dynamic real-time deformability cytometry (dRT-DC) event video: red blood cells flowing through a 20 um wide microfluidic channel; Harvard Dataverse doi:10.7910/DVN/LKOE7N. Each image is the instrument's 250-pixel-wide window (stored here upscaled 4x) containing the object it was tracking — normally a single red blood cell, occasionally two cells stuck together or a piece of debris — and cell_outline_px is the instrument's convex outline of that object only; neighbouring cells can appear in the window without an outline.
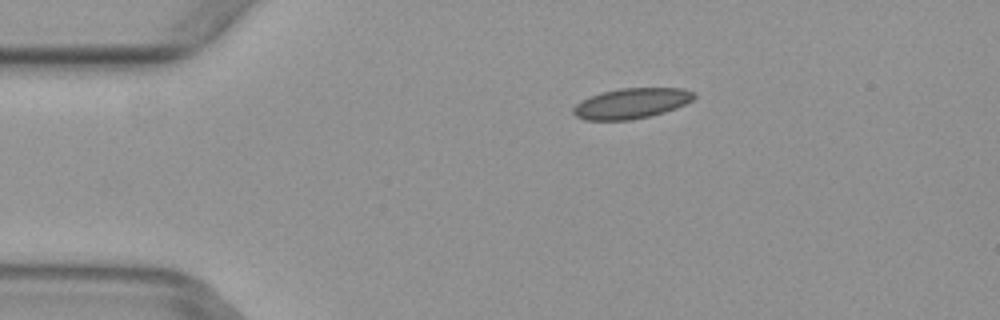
{"species": "common noctule bat (a hibernating species)", "species_latin": "Nyctalus noctula", "temperature_condition": "warm", "stored_images_in_passage": 2, "camera_frame_rate_fps": 3000, "um_per_image_px": 0.085, "animal": {"sex": "female", "body_mass_g": 29.2, "forearm_length_mm": 56.3}, "frame": {"image": 1, "passage_image": 1, "time_ms": 0.0, "image_size_px": [1000, 320], "cell_outline_px": [[696, 96], [692, 100], [676, 108], [664, 112], [648, 116], [628, 120], [584, 120], [576, 116], [572, 112], [572, 108], [580, 100], [600, 92], [620, 88], [684, 88], [696, 92]], "centroid_in_image_um": [53.65, 8.77], "position_along_channel_um": 31.3, "area_um2": 21.5}}